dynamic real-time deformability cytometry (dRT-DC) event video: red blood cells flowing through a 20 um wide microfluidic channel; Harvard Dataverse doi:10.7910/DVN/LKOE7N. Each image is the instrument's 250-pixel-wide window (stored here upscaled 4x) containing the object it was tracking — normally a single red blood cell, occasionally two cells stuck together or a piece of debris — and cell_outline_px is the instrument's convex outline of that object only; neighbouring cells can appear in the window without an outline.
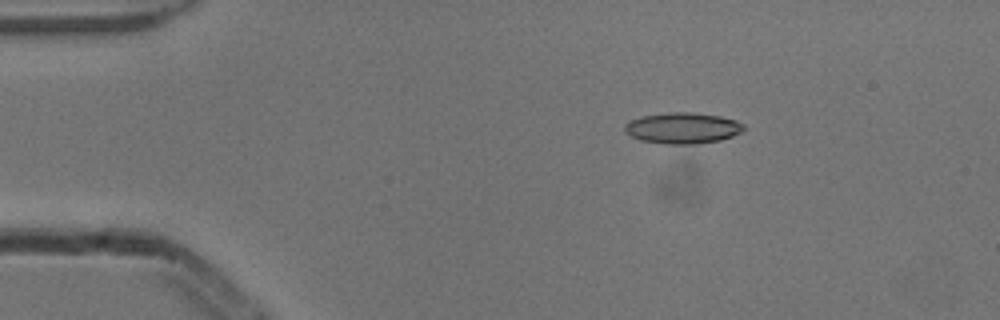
{"species": "common noctule bat (a hibernating species)", "species_latin": "Nyctalus noctula", "temperature_condition": "cold", "stored_images_in_passage": 4, "camera_frame_rate_fps": 3000, "um_per_image_px": 0.085, "animal": {"sex": "male", "body_mass_g": 13.3}, "frame": {"image": 1, "passage_image": 2, "time_ms": 0.333, "image_size_px": [1000, 320], "cell_outline_px": [[744, 128], [740, 132], [732, 136], [720, 140], [696, 144], [664, 144], [640, 140], [624, 132], [624, 124], [632, 120], [644, 116], [668, 112], [692, 112], [720, 116], [736, 120], [744, 124]], "centroid_in_image_um": [58.02, 10.89], "position_along_channel_um": 27.0, "area_um2": 21.5}}
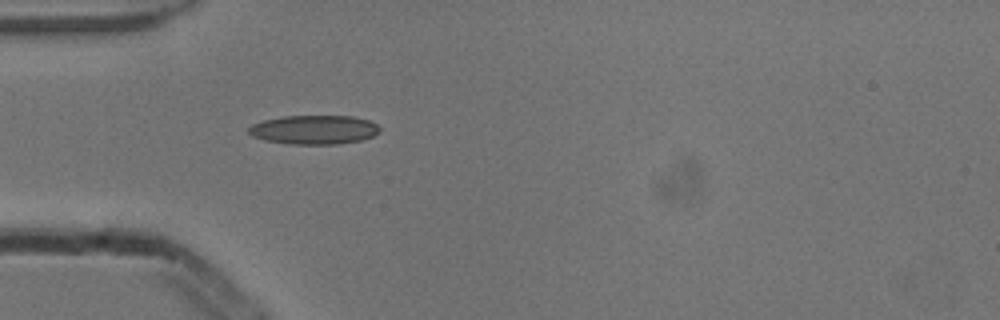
{"frame": {"image": 2, "passage_image": 4, "time_ms": 1.0, "image_size_px": [1000, 320], "cell_outline_px": [[380, 132], [372, 136], [360, 140], [336, 144], [292, 144], [264, 140], [252, 136], [248, 132], [248, 128], [252, 124], [264, 120], [280, 116], [352, 116], [368, 120], [376, 124], [380, 128]], "centroid_in_image_um": [26.68, 11.02], "position_along_channel_um": 58.3, "area_um2": 22.14}}